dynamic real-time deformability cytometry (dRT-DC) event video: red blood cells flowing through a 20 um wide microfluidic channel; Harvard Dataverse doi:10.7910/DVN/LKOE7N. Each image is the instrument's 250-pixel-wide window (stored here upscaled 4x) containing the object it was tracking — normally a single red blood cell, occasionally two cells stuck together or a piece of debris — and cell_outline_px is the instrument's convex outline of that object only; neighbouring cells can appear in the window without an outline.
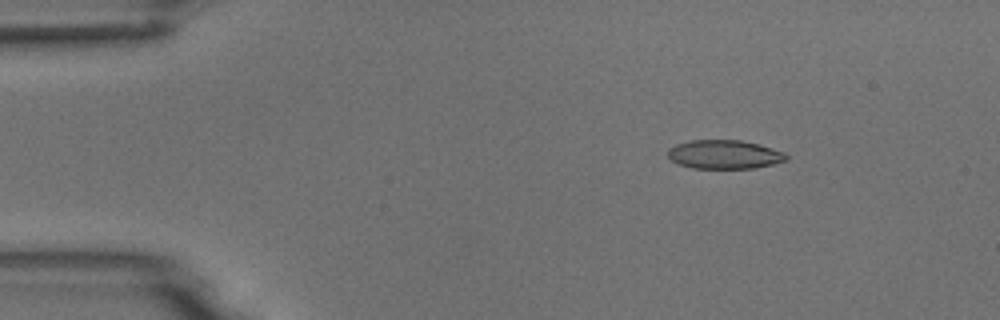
{"species": "common noctule bat (a hibernating species)", "species_latin": "Nyctalus noctula", "temperature_condition": "room temperature", "stored_images_in_passage": 6, "camera_frame_rate_fps": 3000, "um_per_image_px": 0.085, "animal": {"sex": "male", "body_mass_g": 18.8}, "frame": {"image": 1, "passage_image": 3, "time_ms": 2.333, "image_size_px": [1000, 320], "cell_outline_px": [[788, 160], [772, 164], [752, 168], [692, 168], [680, 164], [672, 160], [668, 156], [668, 148], [676, 144], [692, 140], [740, 140], [760, 144], [784, 152], [788, 156]], "centroid_in_image_um": [61.58, 13.12], "position_along_channel_um": 23.4, "area_um2": 19.83}}
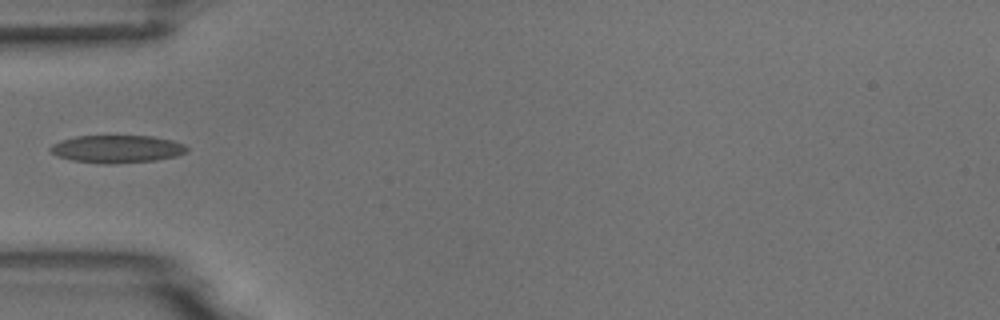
{"frame": {"image": 2, "passage_image": 5, "time_ms": 5.667, "image_size_px": [1000, 320], "cell_outline_px": [[188, 152], [176, 156], [156, 160], [112, 164], [100, 164], [72, 160], [56, 156], [48, 148], [52, 144], [60, 140], [76, 136], [152, 136], [172, 140], [184, 144], [188, 148]], "centroid_in_image_um": [9.93, 12.67], "position_along_channel_um": 75.1, "area_um2": 22.2}}